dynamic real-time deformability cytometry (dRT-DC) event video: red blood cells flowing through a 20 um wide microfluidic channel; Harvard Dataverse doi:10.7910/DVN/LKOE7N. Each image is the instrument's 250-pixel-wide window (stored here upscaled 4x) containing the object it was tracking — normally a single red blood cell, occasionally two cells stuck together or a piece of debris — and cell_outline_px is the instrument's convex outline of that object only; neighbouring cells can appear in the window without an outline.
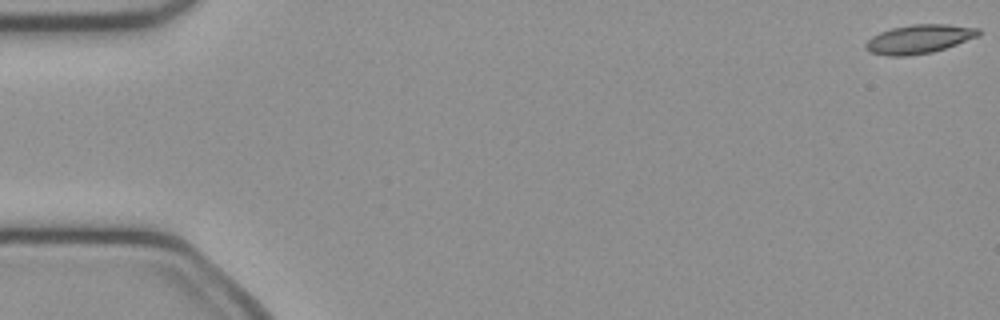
{"species": "common noctule bat (a hibernating species)", "species_latin": "Nyctalus noctula", "temperature_condition": "cold", "stored_images_in_passage": 45, "camera_frame_rate_fps": 3000, "um_per_image_px": 0.085, "animal": {"sex": "female", "body_mass_g": 21.9}, "frame": {"image": 1, "passage_image": 1, "time_ms": 0.0, "image_size_px": [1000, 320], "cell_outline_px": [[980, 36], [932, 52], [908, 56], [888, 56], [868, 52], [864, 48], [864, 44], [872, 36], [880, 32], [892, 28], [912, 24], [948, 24], [980, 28]], "centroid_in_image_um": [78.1, 3.32], "position_along_channel_um": 6.9, "area_um2": 19.07}}
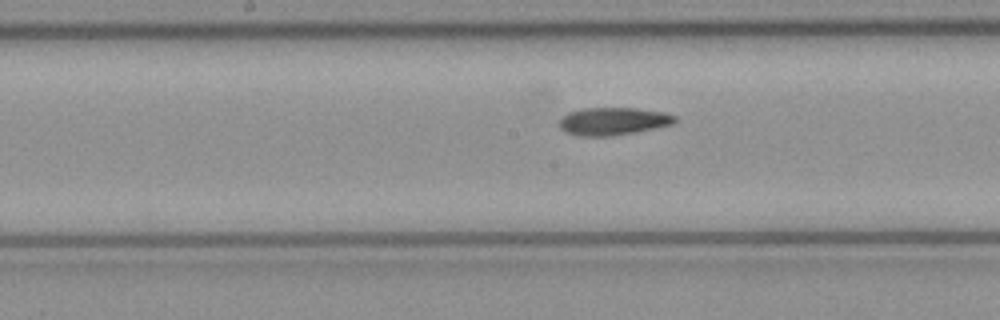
{"frame": {"image": 2, "passage_image": 26, "time_ms": 8.333, "image_size_px": [1000, 320], "cell_outline_px": [[676, 124], [636, 132], [612, 136], [580, 136], [564, 132], [560, 128], [560, 120], [568, 112], [584, 108], [636, 108], [664, 112], [676, 116]], "centroid_in_image_um": [52.15, 10.31], "position_along_channel_um": 196.1, "area_um2": 18.79}}
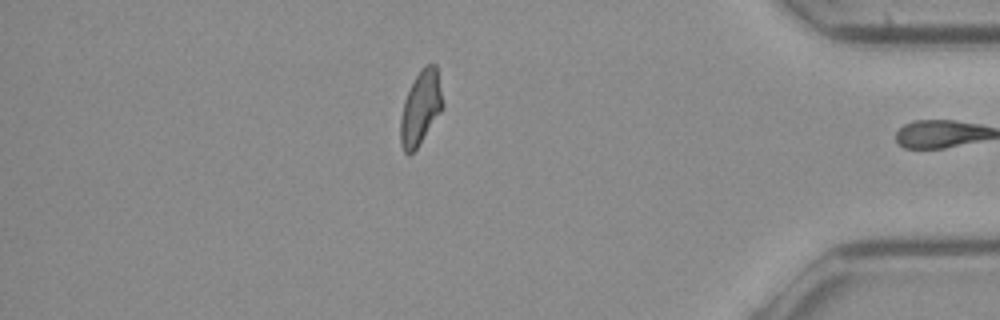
{"frame": {"image": 3, "passage_image": 44, "time_ms": 14.333, "image_size_px": [1000, 320], "cell_outline_px": [[444, 108], [416, 148], [408, 156], [404, 152], [400, 144], [400, 120], [404, 100], [416, 76], [424, 64], [436, 64], [444, 104]], "centroid_in_image_um": [35.76, 9.17], "position_along_channel_um": 399.4, "area_um2": 18.15}, "authors_computed_cell_mechanics": {"area_um2": 18.7272, "velocity_mm_per_s": 4.0577, "shape_relaxation_time_tau1_ms": 10.0935, "shape_relaxation_time_tau2_ms": null, "deformation_change_tau1": 0.2294, "deformation_change_tau2": null}}